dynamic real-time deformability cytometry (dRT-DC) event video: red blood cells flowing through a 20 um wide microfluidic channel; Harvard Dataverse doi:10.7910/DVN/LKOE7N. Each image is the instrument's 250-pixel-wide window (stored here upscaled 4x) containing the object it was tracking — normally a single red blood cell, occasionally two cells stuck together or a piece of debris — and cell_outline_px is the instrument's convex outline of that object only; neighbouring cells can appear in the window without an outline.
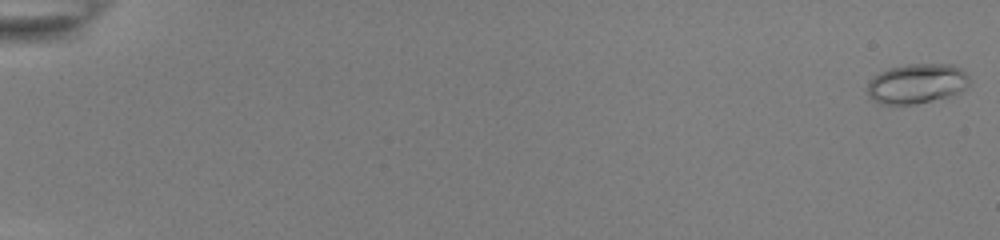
{"species": "common noctule bat (a hibernating species)", "species_latin": "Nyctalus noctula", "temperature_condition": "room temperature", "stored_images_in_passage": 54, "camera_frame_rate_fps": 3000, "um_per_image_px": 0.085, "animal": {"sex": "female", "body_mass_g": 22.0, "forearm_length_mm": 56.7}, "frame": {"image": 1, "passage_image": 1, "time_ms": 0.0, "image_size_px": [1000, 240], "cell_outline_px": [[968, 84], [964, 88], [948, 96], [916, 104], [880, 104], [872, 100], [868, 96], [868, 84], [872, 76], [888, 68], [908, 64], [952, 64], [960, 68], [968, 76]], "centroid_in_image_um": [77.87, 7.1], "position_along_channel_um": 7.1, "area_um2": 23.52}}
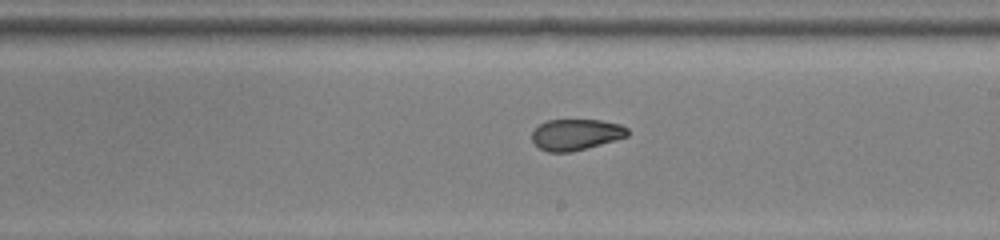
{"frame": {"image": 2, "passage_image": 34, "time_ms": 11.0, "image_size_px": [1000, 240], "cell_outline_px": [[628, 136], [616, 140], [572, 152], [548, 152], [540, 148], [532, 140], [532, 132], [540, 124], [548, 120], [600, 120], [620, 124], [628, 128]], "centroid_in_image_um": [48.97, 11.44], "position_along_channel_um": 240.0, "area_um2": 17.28}}
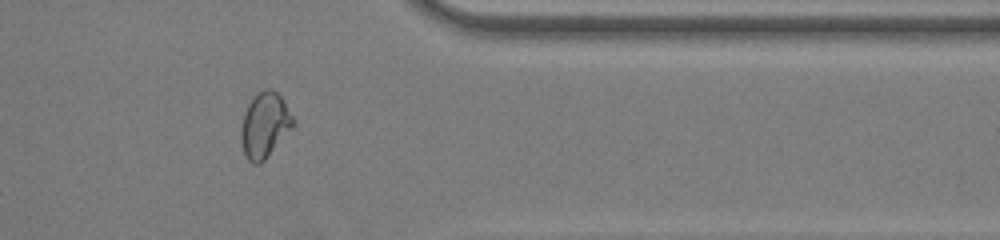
{"frame": {"image": 3, "passage_image": 46, "time_ms": 15.0, "image_size_px": [1000, 240], "cell_outline_px": [[296, 124], [264, 160], [260, 164], [252, 164], [248, 160], [244, 152], [240, 140], [240, 132], [244, 112], [248, 104], [256, 92], [264, 88], [272, 88], [284, 100], [296, 120]], "centroid_in_image_um": [22.51, 10.61], "position_along_channel_um": 388.9, "area_um2": 20.11}, "authors_computed_cell_mechanics": {"area_um2": 19.6809, "velocity_mm_per_s": 3.8919, "shape_relaxation_time_tau1_ms": 9.7052, "shape_relaxation_time_tau2_ms": 1.3617, "deformation_change_tau1": 0.2485, "deformation_change_tau2": 0.0511}}